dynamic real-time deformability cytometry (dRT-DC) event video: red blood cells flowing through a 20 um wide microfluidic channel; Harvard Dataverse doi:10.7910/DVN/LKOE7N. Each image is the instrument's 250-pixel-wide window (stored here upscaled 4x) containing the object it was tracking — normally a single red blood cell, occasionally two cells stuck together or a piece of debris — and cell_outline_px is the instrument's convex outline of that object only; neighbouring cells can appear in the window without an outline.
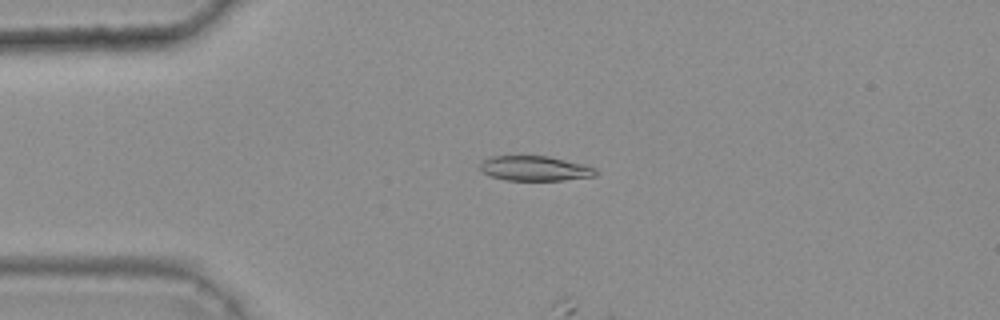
{"species": "common noctule bat (a hibernating species)", "species_latin": "Nyctalus noctula", "temperature_condition": "warm", "stored_images_in_passage": 18, "camera_frame_rate_fps": 3000, "um_per_image_px": 0.085, "animal": {"sex": "female", "body_mass_g": 25.1}, "frame": {"image": 1, "passage_image": 13, "time_ms": 4.0, "image_size_px": [1000, 320], "cell_outline_px": [[600, 172], [596, 176], [564, 180], [504, 180], [488, 176], [480, 168], [480, 160], [492, 156], [548, 156], [584, 164], [596, 168]], "centroid_in_image_um": [45.48, 14.32], "position_along_channel_um": 39.5, "area_um2": 16.99}}